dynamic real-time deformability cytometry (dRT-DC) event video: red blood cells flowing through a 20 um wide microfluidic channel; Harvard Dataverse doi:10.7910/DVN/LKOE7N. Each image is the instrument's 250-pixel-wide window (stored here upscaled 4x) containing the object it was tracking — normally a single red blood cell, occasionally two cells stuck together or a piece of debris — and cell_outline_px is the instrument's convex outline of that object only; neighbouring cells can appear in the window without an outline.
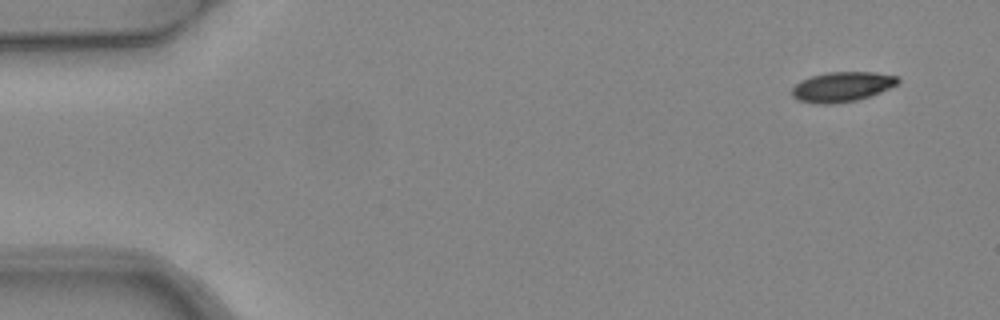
{"species": "common noctule bat (a hibernating species)", "species_latin": "Nyctalus noctula", "temperature_condition": "warm", "stored_images_in_passage": 4, "camera_frame_rate_fps": 3000, "um_per_image_px": 0.085, "animal": {"sex": "female", "body_mass_g": 24.6, "forearm_length_mm": 56.2}, "frame": {"image": 1, "passage_image": 1, "time_ms": 0.0, "image_size_px": [1000, 320], "cell_outline_px": [[900, 80], [896, 84], [880, 92], [856, 100], [832, 104], [816, 104], [796, 100], [792, 96], [792, 88], [800, 80], [812, 76], [828, 72], [876, 72], [900, 76]], "centroid_in_image_um": [71.55, 7.37], "position_along_channel_um": 13.4, "area_um2": 18.5}}